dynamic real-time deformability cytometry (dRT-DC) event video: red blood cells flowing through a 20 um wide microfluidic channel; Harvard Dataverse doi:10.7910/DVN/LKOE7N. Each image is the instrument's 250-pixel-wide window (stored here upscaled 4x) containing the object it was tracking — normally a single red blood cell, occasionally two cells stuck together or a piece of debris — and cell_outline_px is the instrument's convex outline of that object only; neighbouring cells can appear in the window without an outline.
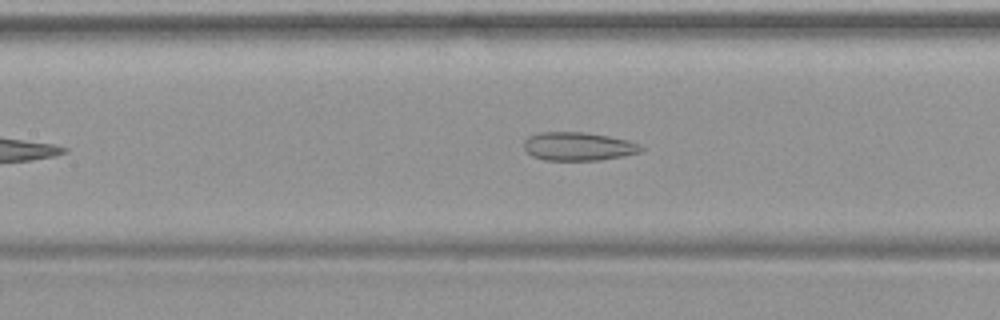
{"species": "common noctule bat (a hibernating species)", "species_latin": "Nyctalus noctula", "temperature_condition": "warm", "stored_images_in_passage": 38, "camera_frame_rate_fps": 3000, "um_per_image_px": 0.085, "animal": {"sex": "female", "body_mass_g": 19.9}, "frame": {"image": 1, "passage_image": 14, "time_ms": 4.333, "image_size_px": [1000, 320], "cell_outline_px": [[644, 148], [640, 152], [624, 156], [600, 160], [544, 160], [532, 156], [524, 148], [524, 140], [528, 136], [540, 132], [584, 132], [608, 136], [628, 140], [640, 144]], "centroid_in_image_um": [49.15, 12.44], "position_along_channel_um": 158.2, "area_um2": 19.48}}
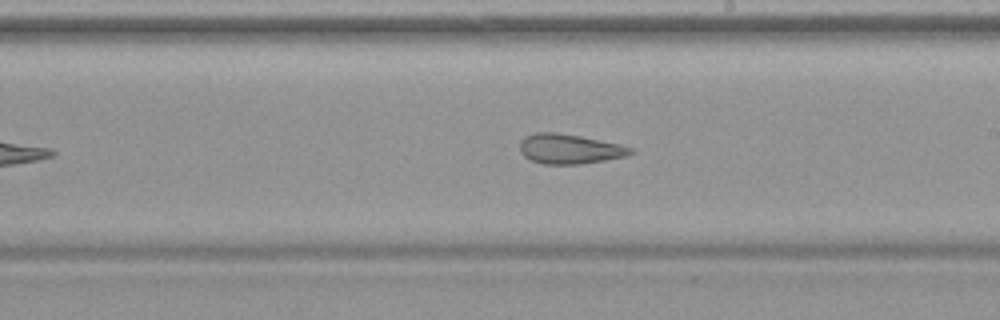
{"frame": {"image": 2, "passage_image": 20, "time_ms": 6.333, "image_size_px": [1000, 320], "cell_outline_px": [[636, 152], [628, 156], [580, 164], [544, 164], [532, 160], [524, 156], [520, 152], [520, 140], [524, 136], [536, 132], [556, 132], [580, 136], [620, 144], [632, 148]], "centroid_in_image_um": [48.41, 12.65], "position_along_channel_um": 240.6, "area_um2": 19.31}}
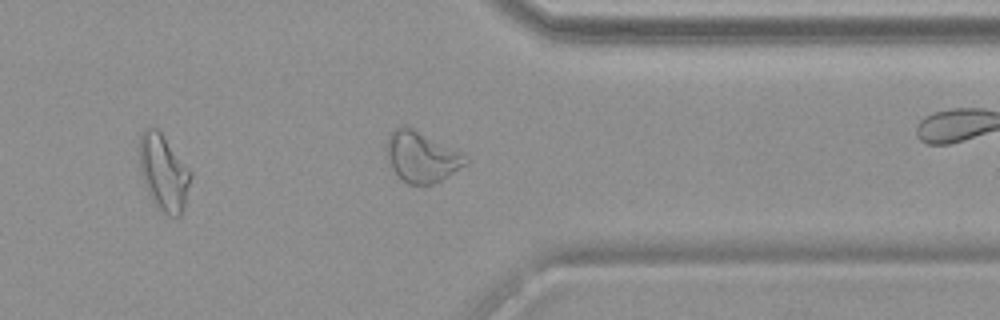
{"frame": {"image": 3, "passage_image": 30, "time_ms": 9.667, "image_size_px": [1000, 320], "cell_outline_px": [[468, 164], [440, 180], [432, 184], [408, 184], [400, 180], [392, 168], [388, 156], [388, 136], [396, 128], [412, 128], [468, 156]], "centroid_in_image_um": [35.86, 13.38], "position_along_channel_um": 375.5, "area_um2": 22.6}}